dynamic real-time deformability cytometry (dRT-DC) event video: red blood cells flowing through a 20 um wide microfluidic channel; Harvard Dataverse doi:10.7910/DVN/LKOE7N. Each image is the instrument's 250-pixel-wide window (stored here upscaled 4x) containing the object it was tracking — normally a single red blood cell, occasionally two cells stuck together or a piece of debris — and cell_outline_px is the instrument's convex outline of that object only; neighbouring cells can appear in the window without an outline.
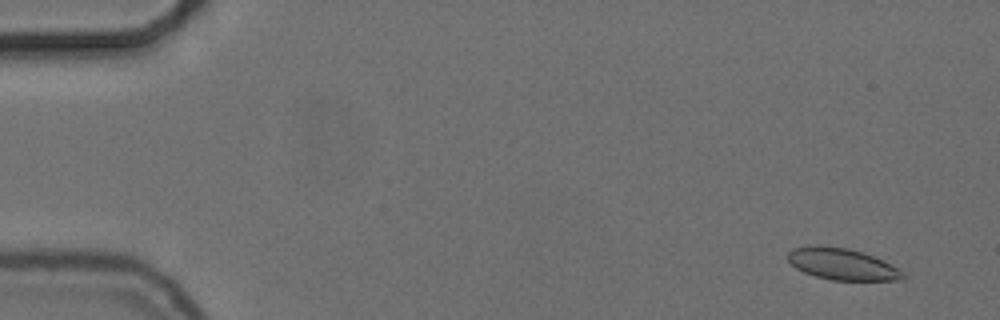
{"species": "common noctule bat (a hibernating species)", "species_latin": "Nyctalus noctula", "temperature_condition": "cold", "stored_images_in_passage": 56, "camera_frame_rate_fps": 3000, "um_per_image_px": 0.085, "animal": {"sex": "female", "body_mass_g": 24.6, "forearm_length_mm": 56.2}, "frame": {"image": 1, "passage_image": 4, "time_ms": 1.0, "image_size_px": [1000, 320], "cell_outline_px": [[904, 280], [832, 280], [816, 276], [804, 272], [796, 268], [788, 260], [788, 252], [792, 248], [848, 248], [872, 256], [904, 272]], "centroid_in_image_um": [71.6, 22.5], "position_along_channel_um": 13.4, "area_um2": 20.11}}
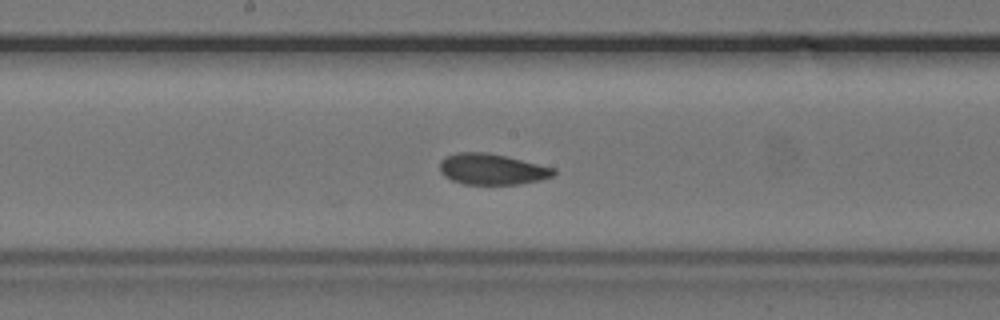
{"frame": {"image": 2, "passage_image": 30, "time_ms": 9.667, "image_size_px": [1000, 320], "cell_outline_px": [[556, 172], [552, 176], [540, 180], [520, 184], [464, 184], [452, 180], [444, 176], [440, 172], [440, 160], [444, 156], [456, 152], [488, 152], [556, 168]], "centroid_in_image_um": [41.79, 14.37], "position_along_channel_um": 206.4, "area_um2": 20.63}}
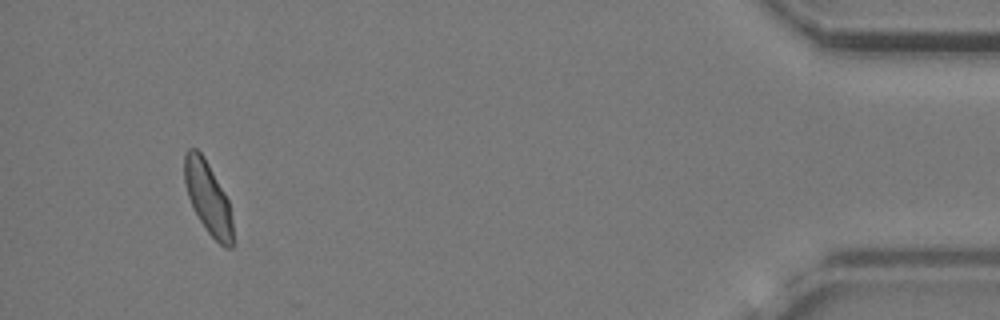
{"frame": {"image": 3, "passage_image": 53, "time_ms": 17.333, "image_size_px": [1000, 320], "cell_outline_px": [[232, 248], [224, 248], [208, 232], [200, 220], [188, 196], [184, 180], [184, 152], [188, 148], [196, 148], [204, 156], [224, 192], [228, 200], [232, 220]], "centroid_in_image_um": [17.67, 16.78], "position_along_channel_um": 417.5, "area_um2": 20.06}, "authors_computed_cell_mechanics": {"area_um2": 20.7213, "velocity_mm_per_s": 3.6864, "shape_relaxation_time_tau1_ms": 6.1369, "shape_relaxation_time_tau2_ms": 2.0334, "deformation_change_tau1": 0.1076, "deformation_change_tau2": 0.0547}}